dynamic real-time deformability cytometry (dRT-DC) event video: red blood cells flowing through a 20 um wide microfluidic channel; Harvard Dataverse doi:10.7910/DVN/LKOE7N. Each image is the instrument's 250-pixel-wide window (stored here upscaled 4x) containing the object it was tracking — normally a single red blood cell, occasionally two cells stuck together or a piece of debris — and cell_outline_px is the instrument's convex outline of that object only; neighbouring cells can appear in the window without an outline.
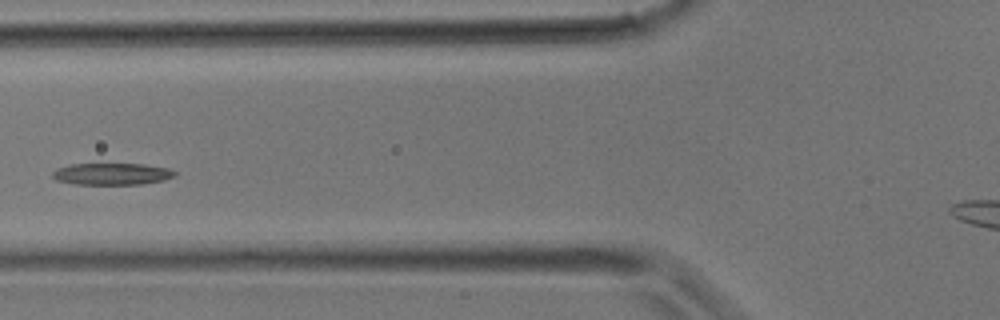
{"species": "common noctule bat (a hibernating species)", "species_latin": "Nyctalus noctula", "temperature_condition": "room temperature", "stored_images_in_passage": 27, "camera_frame_rate_fps": 3000, "um_per_image_px": 0.085, "animal": {"sex": "male", "body_mass_g": 17.9}, "frame": {"image": 1, "passage_image": 6, "time_ms": 1.667, "image_size_px": [1000, 320], "cell_outline_px": [[176, 176], [164, 180], [140, 184], [76, 184], [56, 180], [52, 176], [52, 172], [56, 168], [68, 164], [144, 164], [168, 168], [176, 172]], "centroid_in_image_um": [9.5, 14.78], "position_along_channel_um": 116.3, "area_um2": 15.55}}
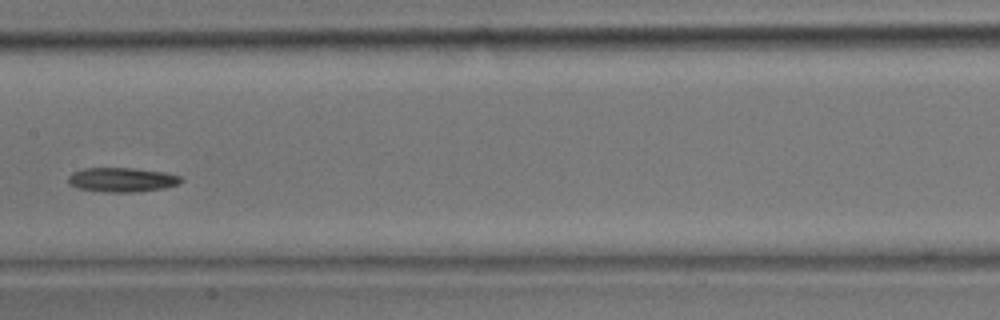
{"frame": {"image": 2, "passage_image": 10, "time_ms": 3.0, "image_size_px": [1000, 320], "cell_outline_px": [[184, 180], [176, 184], [164, 188], [132, 192], [108, 192], [80, 188], [68, 184], [68, 176], [72, 172], [84, 168], [132, 168], [164, 172], [180, 176]], "centroid_in_image_um": [10.35, 15.27], "position_along_channel_um": 197.1, "area_um2": 15.84}}
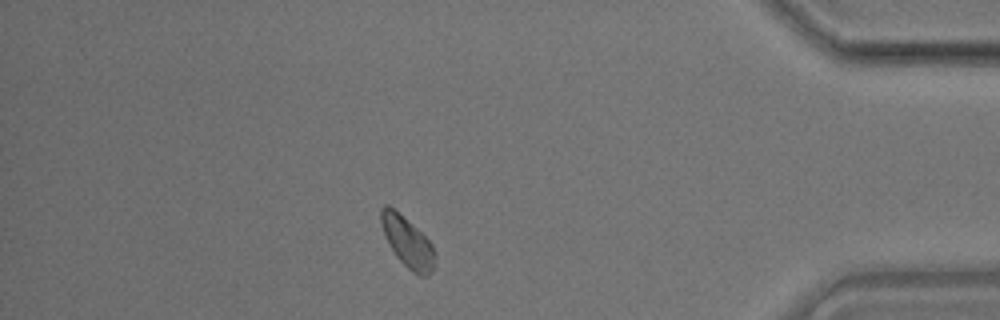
{"frame": {"image": 3, "passage_image": 22, "time_ms": 7.0, "image_size_px": [1000, 320], "cell_outline_px": [[436, 256], [432, 272], [428, 276], [420, 276], [412, 272], [396, 256], [384, 236], [380, 220], [380, 208], [384, 204], [388, 204], [416, 228], [432, 244]], "centroid_in_image_um": [34.63, 20.58], "position_along_channel_um": 400.6, "area_um2": 15.72}}